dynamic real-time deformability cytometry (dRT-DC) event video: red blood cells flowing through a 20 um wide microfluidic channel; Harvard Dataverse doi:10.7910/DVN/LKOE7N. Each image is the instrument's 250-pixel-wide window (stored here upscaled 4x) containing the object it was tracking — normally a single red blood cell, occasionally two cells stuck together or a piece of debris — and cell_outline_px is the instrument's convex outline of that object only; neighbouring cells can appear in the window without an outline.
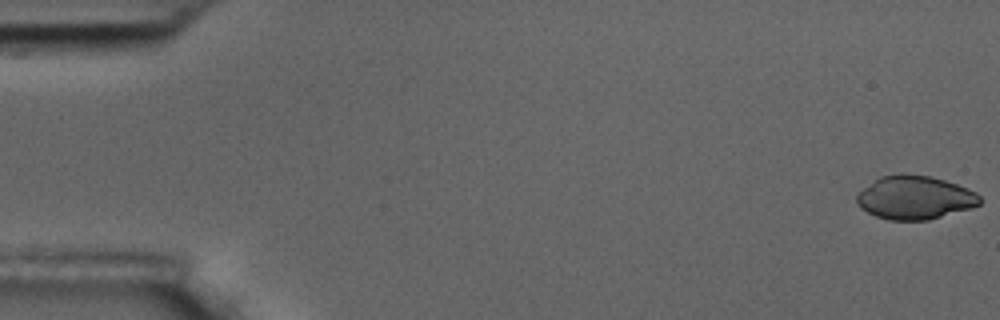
{"species": "common noctule bat (a hibernating species)", "species_latin": "Nyctalus noctula", "temperature_condition": "room temperature", "stored_images_in_passage": 10, "camera_frame_rate_fps": 3000, "um_per_image_px": 0.085, "animal": {"sex": "male", "body_mass_g": 17.5, "forearm_length_mm": 52.3}, "frame": {"image": 1, "passage_image": 1, "time_ms": 0.0, "image_size_px": [1000, 320], "cell_outline_px": [[984, 200], [980, 204], [972, 208], [928, 220], [888, 220], [876, 216], [860, 208], [856, 200], [856, 196], [864, 188], [880, 176], [900, 172], [932, 176], [968, 188], [976, 192]], "centroid_in_image_um": [77.79, 16.78], "position_along_channel_um": 7.2, "area_um2": 31.5}}